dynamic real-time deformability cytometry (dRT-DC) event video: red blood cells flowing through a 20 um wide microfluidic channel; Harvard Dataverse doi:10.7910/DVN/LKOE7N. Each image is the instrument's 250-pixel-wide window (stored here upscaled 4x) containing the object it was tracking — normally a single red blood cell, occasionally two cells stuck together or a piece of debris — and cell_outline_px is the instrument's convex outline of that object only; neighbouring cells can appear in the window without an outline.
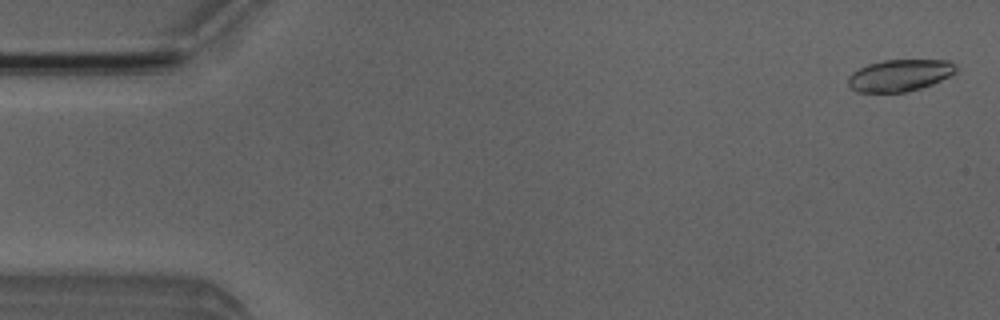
{"species": "Egyptian fruit bat (a non-hibernating species)", "species_latin": "Rousettus aegyptiacus", "temperature_condition": "room temperature", "stored_images_in_passage": 5, "camera_frame_rate_fps": 3000, "um_per_image_px": 0.085, "animal": {"sex": "male"}, "frame": {"image": 1, "passage_image": 1, "time_ms": 0.0, "image_size_px": [1000, 320], "cell_outline_px": [[956, 72], [932, 84], [920, 88], [904, 92], [856, 92], [848, 84], [848, 76], [852, 72], [868, 64], [884, 60], [948, 60], [956, 64]], "centroid_in_image_um": [76.46, 6.4], "position_along_channel_um": 8.5, "area_um2": 19.88}}